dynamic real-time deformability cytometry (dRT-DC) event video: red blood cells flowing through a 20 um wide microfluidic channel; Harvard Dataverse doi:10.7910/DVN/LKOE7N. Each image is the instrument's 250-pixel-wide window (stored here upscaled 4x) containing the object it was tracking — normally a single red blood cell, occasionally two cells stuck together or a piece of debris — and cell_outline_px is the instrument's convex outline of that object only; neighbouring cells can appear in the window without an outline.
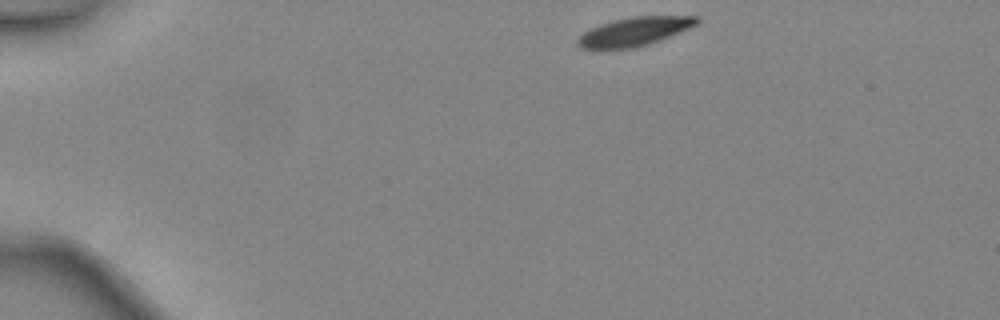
{"species": "common noctule bat (a hibernating species)", "species_latin": "Nyctalus noctula", "temperature_condition": "warm", "stored_images_in_passage": 39, "camera_frame_rate_fps": 3000, "um_per_image_px": 0.085, "animal": {"sex": "female", "body_mass_g": 24.6, "forearm_length_mm": 56.2}, "frame": {"image": 1, "passage_image": 1, "time_ms": 0.0, "image_size_px": [1000, 320], "cell_outline_px": [[700, 20], [696, 24], [688, 28], [660, 40], [648, 44], [632, 48], [580, 48], [576, 44], [576, 40], [584, 32], [600, 24], [632, 16], [700, 16]], "centroid_in_image_um": [53.92, 2.67], "position_along_channel_um": 31.1, "area_um2": 19.54}}
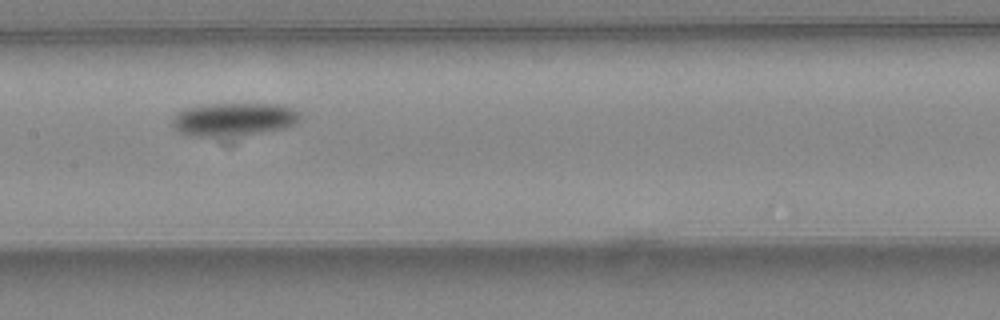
{"frame": {"image": 2, "passage_image": 17, "time_ms": 5.333, "image_size_px": [1000, 320], "cell_outline_px": [[300, 120], [296, 124], [284, 128], [260, 132], [216, 136], [188, 136], [180, 132], [172, 124], [172, 120], [176, 112], [184, 108], [212, 104], [284, 104], [300, 112]], "centroid_in_image_um": [19.88, 10.12], "position_along_channel_um": 187.5, "area_um2": 24.51}}
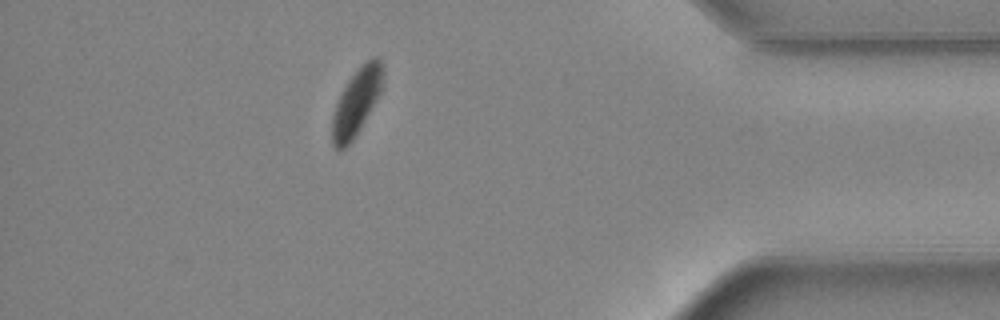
{"frame": {"image": 3, "passage_image": 34, "time_ms": 11.0, "image_size_px": [1000, 320], "cell_outline_px": [[384, 72], [380, 92], [376, 100], [360, 128], [352, 140], [340, 152], [332, 144], [332, 116], [336, 104], [348, 80], [372, 56], [376, 56], [380, 60]], "centroid_in_image_um": [30.29, 8.69], "position_along_channel_um": 404.9, "area_um2": 19.13}, "authors_computed_cell_mechanics": {"area_um2": 22.3108, "velocity_mm_per_s": 4.442, "shape_relaxation_time_tau1_ms": 3.1286, "shape_relaxation_time_tau2_ms": null, "deformation_change_tau1": 0.1365, "deformation_change_tau2": null}}